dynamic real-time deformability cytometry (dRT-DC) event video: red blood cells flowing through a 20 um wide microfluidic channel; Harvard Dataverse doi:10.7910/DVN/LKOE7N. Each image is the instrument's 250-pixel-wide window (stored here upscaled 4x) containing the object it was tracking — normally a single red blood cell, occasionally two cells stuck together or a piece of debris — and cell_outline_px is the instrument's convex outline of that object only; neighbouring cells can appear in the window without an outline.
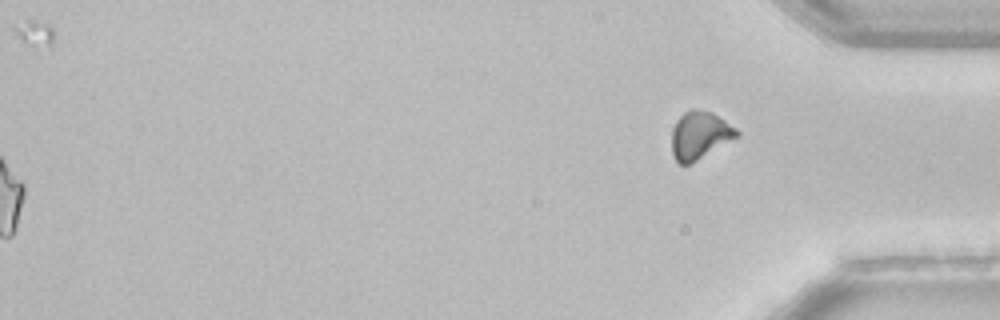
{"species": "common noctule bat (a hibernating species)", "species_latin": "Nyctalus noctula", "temperature_condition": "room temperature", "stored_images_in_passage": 55, "segment_of_instrument_passage": [2, 2], "camera_frame_rate_fps": 3000, "um_per_image_px": 0.085, "animal": {"sex": "female", "body_mass_g": 22.7, "forearm_length_mm": 54.2}, "frame": {"image": 1, "passage_image": 55, "time_ms": 18.0, "image_size_px": [1000, 320], "cell_outline_px": [[740, 136], [692, 164], [680, 164], [672, 156], [672, 128], [676, 120], [684, 112], [692, 108], [696, 108], [712, 112], [736, 128], [740, 132]], "centroid_in_image_um": [59.48, 11.5], "position_along_channel_um": 375.7, "area_um2": 18.44}}